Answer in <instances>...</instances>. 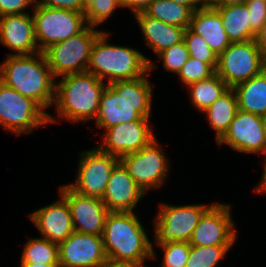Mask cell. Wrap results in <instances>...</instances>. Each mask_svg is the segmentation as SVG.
<instances>
[{"label":"cell","instance_id":"34","mask_svg":"<svg viewBox=\"0 0 266 267\" xmlns=\"http://www.w3.org/2000/svg\"><path fill=\"white\" fill-rule=\"evenodd\" d=\"M166 71L178 74L190 55L185 41L172 45L157 55Z\"/></svg>","mask_w":266,"mask_h":267},{"label":"cell","instance_id":"6","mask_svg":"<svg viewBox=\"0 0 266 267\" xmlns=\"http://www.w3.org/2000/svg\"><path fill=\"white\" fill-rule=\"evenodd\" d=\"M57 122L32 98L0 81V125L16 135L31 133L34 129Z\"/></svg>","mask_w":266,"mask_h":267},{"label":"cell","instance_id":"30","mask_svg":"<svg viewBox=\"0 0 266 267\" xmlns=\"http://www.w3.org/2000/svg\"><path fill=\"white\" fill-rule=\"evenodd\" d=\"M86 24L97 28L103 24L114 11L122 7L121 0H84Z\"/></svg>","mask_w":266,"mask_h":267},{"label":"cell","instance_id":"7","mask_svg":"<svg viewBox=\"0 0 266 267\" xmlns=\"http://www.w3.org/2000/svg\"><path fill=\"white\" fill-rule=\"evenodd\" d=\"M101 30L87 25L81 32L43 51L55 78L87 71L91 49Z\"/></svg>","mask_w":266,"mask_h":267},{"label":"cell","instance_id":"2","mask_svg":"<svg viewBox=\"0 0 266 267\" xmlns=\"http://www.w3.org/2000/svg\"><path fill=\"white\" fill-rule=\"evenodd\" d=\"M0 81L22 96L32 98L44 110L54 104L56 79L43 52L6 55L0 64Z\"/></svg>","mask_w":266,"mask_h":267},{"label":"cell","instance_id":"29","mask_svg":"<svg viewBox=\"0 0 266 267\" xmlns=\"http://www.w3.org/2000/svg\"><path fill=\"white\" fill-rule=\"evenodd\" d=\"M233 245L193 246L185 267H217Z\"/></svg>","mask_w":266,"mask_h":267},{"label":"cell","instance_id":"27","mask_svg":"<svg viewBox=\"0 0 266 267\" xmlns=\"http://www.w3.org/2000/svg\"><path fill=\"white\" fill-rule=\"evenodd\" d=\"M191 103L202 113L228 89V85L215 73L211 77L187 86Z\"/></svg>","mask_w":266,"mask_h":267},{"label":"cell","instance_id":"24","mask_svg":"<svg viewBox=\"0 0 266 267\" xmlns=\"http://www.w3.org/2000/svg\"><path fill=\"white\" fill-rule=\"evenodd\" d=\"M238 109L266 118V76L260 74L235 86Z\"/></svg>","mask_w":266,"mask_h":267},{"label":"cell","instance_id":"25","mask_svg":"<svg viewBox=\"0 0 266 267\" xmlns=\"http://www.w3.org/2000/svg\"><path fill=\"white\" fill-rule=\"evenodd\" d=\"M237 111L238 101L233 88H229L204 111L209 124L216 131L215 138L217 142L227 132Z\"/></svg>","mask_w":266,"mask_h":267},{"label":"cell","instance_id":"9","mask_svg":"<svg viewBox=\"0 0 266 267\" xmlns=\"http://www.w3.org/2000/svg\"><path fill=\"white\" fill-rule=\"evenodd\" d=\"M212 204L170 205L161 203L155 216V244L189 242L203 213Z\"/></svg>","mask_w":266,"mask_h":267},{"label":"cell","instance_id":"14","mask_svg":"<svg viewBox=\"0 0 266 267\" xmlns=\"http://www.w3.org/2000/svg\"><path fill=\"white\" fill-rule=\"evenodd\" d=\"M151 117L117 124L106 129L102 144L97 147L104 153L121 157L128 153L137 152L149 145L156 137L149 125Z\"/></svg>","mask_w":266,"mask_h":267},{"label":"cell","instance_id":"21","mask_svg":"<svg viewBox=\"0 0 266 267\" xmlns=\"http://www.w3.org/2000/svg\"><path fill=\"white\" fill-rule=\"evenodd\" d=\"M145 44L156 55L184 40L185 28L169 25L158 19L147 16L144 12L134 14Z\"/></svg>","mask_w":266,"mask_h":267},{"label":"cell","instance_id":"45","mask_svg":"<svg viewBox=\"0 0 266 267\" xmlns=\"http://www.w3.org/2000/svg\"><path fill=\"white\" fill-rule=\"evenodd\" d=\"M247 0H230V3H245Z\"/></svg>","mask_w":266,"mask_h":267},{"label":"cell","instance_id":"13","mask_svg":"<svg viewBox=\"0 0 266 267\" xmlns=\"http://www.w3.org/2000/svg\"><path fill=\"white\" fill-rule=\"evenodd\" d=\"M230 211L231 205L212 203L193 230L190 245H234L238 233Z\"/></svg>","mask_w":266,"mask_h":267},{"label":"cell","instance_id":"10","mask_svg":"<svg viewBox=\"0 0 266 267\" xmlns=\"http://www.w3.org/2000/svg\"><path fill=\"white\" fill-rule=\"evenodd\" d=\"M264 61L255 40L231 42L218 56L216 74L229 88H234L260 74Z\"/></svg>","mask_w":266,"mask_h":267},{"label":"cell","instance_id":"39","mask_svg":"<svg viewBox=\"0 0 266 267\" xmlns=\"http://www.w3.org/2000/svg\"><path fill=\"white\" fill-rule=\"evenodd\" d=\"M255 42L258 46L261 54L266 61V23L262 26V28L256 33Z\"/></svg>","mask_w":266,"mask_h":267},{"label":"cell","instance_id":"36","mask_svg":"<svg viewBox=\"0 0 266 267\" xmlns=\"http://www.w3.org/2000/svg\"><path fill=\"white\" fill-rule=\"evenodd\" d=\"M35 5L85 12L84 0H35Z\"/></svg>","mask_w":266,"mask_h":267},{"label":"cell","instance_id":"26","mask_svg":"<svg viewBox=\"0 0 266 267\" xmlns=\"http://www.w3.org/2000/svg\"><path fill=\"white\" fill-rule=\"evenodd\" d=\"M193 12L190 7L170 0H153L144 10L147 16L185 29L189 27Z\"/></svg>","mask_w":266,"mask_h":267},{"label":"cell","instance_id":"5","mask_svg":"<svg viewBox=\"0 0 266 267\" xmlns=\"http://www.w3.org/2000/svg\"><path fill=\"white\" fill-rule=\"evenodd\" d=\"M60 78L53 104L57 116L74 124L95 120L107 84L88 71Z\"/></svg>","mask_w":266,"mask_h":267},{"label":"cell","instance_id":"37","mask_svg":"<svg viewBox=\"0 0 266 267\" xmlns=\"http://www.w3.org/2000/svg\"><path fill=\"white\" fill-rule=\"evenodd\" d=\"M31 4L35 6V0H0V16L7 14H26L24 11Z\"/></svg>","mask_w":266,"mask_h":267},{"label":"cell","instance_id":"11","mask_svg":"<svg viewBox=\"0 0 266 267\" xmlns=\"http://www.w3.org/2000/svg\"><path fill=\"white\" fill-rule=\"evenodd\" d=\"M156 138L137 152L119 158L135 183L144 191L157 189L164 184L169 173V160Z\"/></svg>","mask_w":266,"mask_h":267},{"label":"cell","instance_id":"19","mask_svg":"<svg viewBox=\"0 0 266 267\" xmlns=\"http://www.w3.org/2000/svg\"><path fill=\"white\" fill-rule=\"evenodd\" d=\"M29 218L42 238L56 244L65 241L74 232L69 204L61 194L59 200L35 210Z\"/></svg>","mask_w":266,"mask_h":267},{"label":"cell","instance_id":"4","mask_svg":"<svg viewBox=\"0 0 266 267\" xmlns=\"http://www.w3.org/2000/svg\"><path fill=\"white\" fill-rule=\"evenodd\" d=\"M109 32L102 31L94 40L87 71L108 83L133 80L150 73L157 66L133 47L112 45Z\"/></svg>","mask_w":266,"mask_h":267},{"label":"cell","instance_id":"28","mask_svg":"<svg viewBox=\"0 0 266 267\" xmlns=\"http://www.w3.org/2000/svg\"><path fill=\"white\" fill-rule=\"evenodd\" d=\"M21 255L20 263L59 265L58 244L42 237L28 239Z\"/></svg>","mask_w":266,"mask_h":267},{"label":"cell","instance_id":"31","mask_svg":"<svg viewBox=\"0 0 266 267\" xmlns=\"http://www.w3.org/2000/svg\"><path fill=\"white\" fill-rule=\"evenodd\" d=\"M184 41L187 45L190 57L208 63L216 70L218 55L210 49L201 35L195 34L189 28H186Z\"/></svg>","mask_w":266,"mask_h":267},{"label":"cell","instance_id":"18","mask_svg":"<svg viewBox=\"0 0 266 267\" xmlns=\"http://www.w3.org/2000/svg\"><path fill=\"white\" fill-rule=\"evenodd\" d=\"M144 191L135 183L119 161L113 168L102 201L108 212H134Z\"/></svg>","mask_w":266,"mask_h":267},{"label":"cell","instance_id":"3","mask_svg":"<svg viewBox=\"0 0 266 267\" xmlns=\"http://www.w3.org/2000/svg\"><path fill=\"white\" fill-rule=\"evenodd\" d=\"M103 247L108 259L141 263L155 259L154 246L134 212H109L103 231Z\"/></svg>","mask_w":266,"mask_h":267},{"label":"cell","instance_id":"42","mask_svg":"<svg viewBox=\"0 0 266 267\" xmlns=\"http://www.w3.org/2000/svg\"><path fill=\"white\" fill-rule=\"evenodd\" d=\"M264 160H265L264 161V168H263V172H262L263 176H262L261 182L259 183L260 185L258 184V186L255 187L253 191L266 196V194H265L266 193V157Z\"/></svg>","mask_w":266,"mask_h":267},{"label":"cell","instance_id":"35","mask_svg":"<svg viewBox=\"0 0 266 267\" xmlns=\"http://www.w3.org/2000/svg\"><path fill=\"white\" fill-rule=\"evenodd\" d=\"M250 15V27L256 34L266 23V0H247L245 2Z\"/></svg>","mask_w":266,"mask_h":267},{"label":"cell","instance_id":"43","mask_svg":"<svg viewBox=\"0 0 266 267\" xmlns=\"http://www.w3.org/2000/svg\"><path fill=\"white\" fill-rule=\"evenodd\" d=\"M170 1L186 5L190 7L193 11L202 8L201 0H170Z\"/></svg>","mask_w":266,"mask_h":267},{"label":"cell","instance_id":"46","mask_svg":"<svg viewBox=\"0 0 266 267\" xmlns=\"http://www.w3.org/2000/svg\"><path fill=\"white\" fill-rule=\"evenodd\" d=\"M262 73L266 76V61H264V64L262 67Z\"/></svg>","mask_w":266,"mask_h":267},{"label":"cell","instance_id":"44","mask_svg":"<svg viewBox=\"0 0 266 267\" xmlns=\"http://www.w3.org/2000/svg\"><path fill=\"white\" fill-rule=\"evenodd\" d=\"M20 267H59V265H46L37 263H21Z\"/></svg>","mask_w":266,"mask_h":267},{"label":"cell","instance_id":"38","mask_svg":"<svg viewBox=\"0 0 266 267\" xmlns=\"http://www.w3.org/2000/svg\"><path fill=\"white\" fill-rule=\"evenodd\" d=\"M153 0H121L122 7H128L133 14L144 12Z\"/></svg>","mask_w":266,"mask_h":267},{"label":"cell","instance_id":"22","mask_svg":"<svg viewBox=\"0 0 266 267\" xmlns=\"http://www.w3.org/2000/svg\"><path fill=\"white\" fill-rule=\"evenodd\" d=\"M188 28L195 34L201 35L218 56L231 44L224 30L221 16L216 9L195 10Z\"/></svg>","mask_w":266,"mask_h":267},{"label":"cell","instance_id":"40","mask_svg":"<svg viewBox=\"0 0 266 267\" xmlns=\"http://www.w3.org/2000/svg\"><path fill=\"white\" fill-rule=\"evenodd\" d=\"M102 267H145V266L141 263L130 262V261H117L107 258L106 263Z\"/></svg>","mask_w":266,"mask_h":267},{"label":"cell","instance_id":"41","mask_svg":"<svg viewBox=\"0 0 266 267\" xmlns=\"http://www.w3.org/2000/svg\"><path fill=\"white\" fill-rule=\"evenodd\" d=\"M229 3L230 0H201L202 8L205 9H216Z\"/></svg>","mask_w":266,"mask_h":267},{"label":"cell","instance_id":"15","mask_svg":"<svg viewBox=\"0 0 266 267\" xmlns=\"http://www.w3.org/2000/svg\"><path fill=\"white\" fill-rule=\"evenodd\" d=\"M265 118L238 109L227 132L217 142L241 153L265 155Z\"/></svg>","mask_w":266,"mask_h":267},{"label":"cell","instance_id":"33","mask_svg":"<svg viewBox=\"0 0 266 267\" xmlns=\"http://www.w3.org/2000/svg\"><path fill=\"white\" fill-rule=\"evenodd\" d=\"M164 252L161 267H185L189 253V242H169L157 244Z\"/></svg>","mask_w":266,"mask_h":267},{"label":"cell","instance_id":"1","mask_svg":"<svg viewBox=\"0 0 266 267\" xmlns=\"http://www.w3.org/2000/svg\"><path fill=\"white\" fill-rule=\"evenodd\" d=\"M144 75L107 84L101 95L95 124L105 130L126 122L151 117L153 87Z\"/></svg>","mask_w":266,"mask_h":267},{"label":"cell","instance_id":"20","mask_svg":"<svg viewBox=\"0 0 266 267\" xmlns=\"http://www.w3.org/2000/svg\"><path fill=\"white\" fill-rule=\"evenodd\" d=\"M0 42L14 51L13 55H31L39 52L32 14L0 16Z\"/></svg>","mask_w":266,"mask_h":267},{"label":"cell","instance_id":"8","mask_svg":"<svg viewBox=\"0 0 266 267\" xmlns=\"http://www.w3.org/2000/svg\"><path fill=\"white\" fill-rule=\"evenodd\" d=\"M32 17L39 52L81 32L86 26L84 13L35 5Z\"/></svg>","mask_w":266,"mask_h":267},{"label":"cell","instance_id":"23","mask_svg":"<svg viewBox=\"0 0 266 267\" xmlns=\"http://www.w3.org/2000/svg\"><path fill=\"white\" fill-rule=\"evenodd\" d=\"M219 12L224 30L231 42L254 40L256 34L250 27V15L245 3H229L216 8Z\"/></svg>","mask_w":266,"mask_h":267},{"label":"cell","instance_id":"12","mask_svg":"<svg viewBox=\"0 0 266 267\" xmlns=\"http://www.w3.org/2000/svg\"><path fill=\"white\" fill-rule=\"evenodd\" d=\"M76 181L67 186L78 194L101 198L119 157L102 152L97 146L79 155Z\"/></svg>","mask_w":266,"mask_h":267},{"label":"cell","instance_id":"47","mask_svg":"<svg viewBox=\"0 0 266 267\" xmlns=\"http://www.w3.org/2000/svg\"><path fill=\"white\" fill-rule=\"evenodd\" d=\"M265 133H266V118H265ZM265 157H266V137H265Z\"/></svg>","mask_w":266,"mask_h":267},{"label":"cell","instance_id":"16","mask_svg":"<svg viewBox=\"0 0 266 267\" xmlns=\"http://www.w3.org/2000/svg\"><path fill=\"white\" fill-rule=\"evenodd\" d=\"M59 192L69 204L74 231L102 236L109 213L102 199L78 194L65 184Z\"/></svg>","mask_w":266,"mask_h":267},{"label":"cell","instance_id":"32","mask_svg":"<svg viewBox=\"0 0 266 267\" xmlns=\"http://www.w3.org/2000/svg\"><path fill=\"white\" fill-rule=\"evenodd\" d=\"M216 70L208 63L189 57L180 69L178 76L186 87L192 83L199 82L214 75Z\"/></svg>","mask_w":266,"mask_h":267},{"label":"cell","instance_id":"17","mask_svg":"<svg viewBox=\"0 0 266 267\" xmlns=\"http://www.w3.org/2000/svg\"><path fill=\"white\" fill-rule=\"evenodd\" d=\"M59 267H102L107 260L102 236L74 231L58 244Z\"/></svg>","mask_w":266,"mask_h":267}]
</instances>
